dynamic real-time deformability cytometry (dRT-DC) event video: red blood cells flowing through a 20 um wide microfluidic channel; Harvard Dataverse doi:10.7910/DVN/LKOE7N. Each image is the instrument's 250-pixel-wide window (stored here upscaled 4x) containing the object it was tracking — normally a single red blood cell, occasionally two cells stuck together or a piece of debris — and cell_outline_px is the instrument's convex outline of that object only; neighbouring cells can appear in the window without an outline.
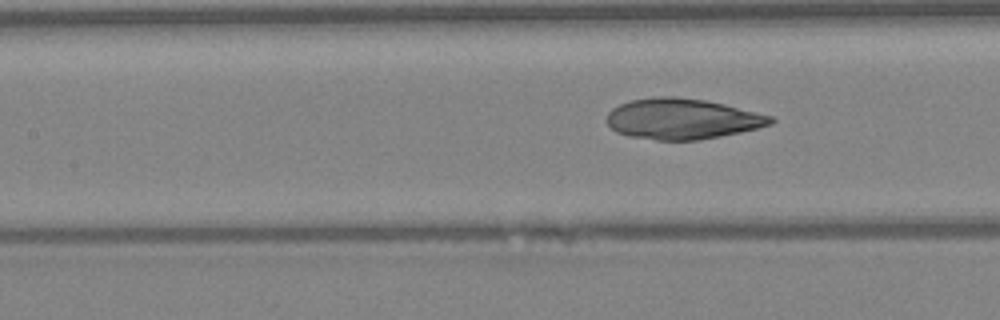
{"species": "Egyptian fruit bat (a non-hibernating species)", "species_latin": "Rousettus aegyptiacus", "temperature_condition": "warm", "stored_images_in_passage": 7, "camera_frame_rate_fps": 3000, "um_per_image_px": 0.085, "animal": {"sex": "female"}, "frame": {"image": 1, "passage_image": 7, "time_ms": 2.0, "image_size_px": [1000, 320], "cell_outline_px": [[776, 120], [772, 124], [740, 132], [700, 140], [656, 140], [628, 136], [616, 132], [604, 120], [608, 112], [612, 108], [628, 100], [652, 96], [676, 96], [704, 100], [724, 104], [772, 116]], "centroid_in_image_um": [57.94, 10.1], "position_along_channel_um": 149.5, "area_um2": 39.07}}